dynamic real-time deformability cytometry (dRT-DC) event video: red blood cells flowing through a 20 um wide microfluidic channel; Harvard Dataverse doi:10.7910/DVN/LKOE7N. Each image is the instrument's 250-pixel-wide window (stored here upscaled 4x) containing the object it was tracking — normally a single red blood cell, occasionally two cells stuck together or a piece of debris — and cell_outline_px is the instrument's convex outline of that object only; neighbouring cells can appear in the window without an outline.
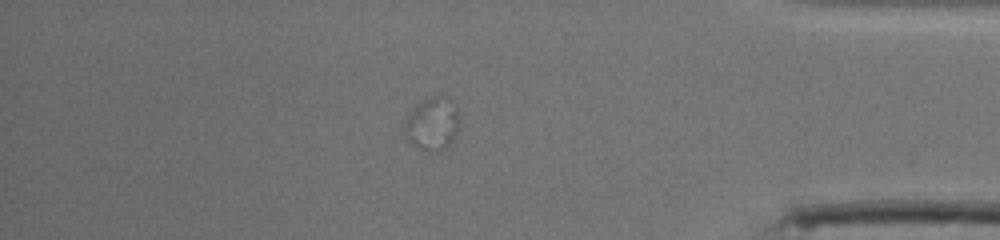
{"species": "human", "species_latin": "Homo sapiens", "temperature_condition": "cold", "stored_images_in_passage": 49, "camera_frame_rate_fps": 3000, "um_per_image_px": 0.085, "donor": {"sex": "male"}, "frame": {"image": 1, "passage_image": 42, "time_ms": 13.667, "image_size_px": [1000, 240], "cell_outline_px": [[460, 128], [452, 140], [444, 148], [436, 152], [420, 148], [412, 144], [408, 140], [404, 128], [404, 120], [412, 108], [420, 100], [432, 96], [448, 96], [452, 100], [456, 108], [460, 120]], "centroid_in_image_um": [36.76, 10.48], "position_along_channel_um": 398.4, "area_um2": 17.17}}
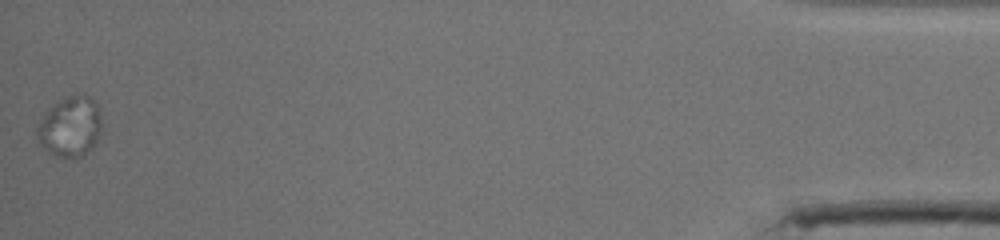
{"frame": {"image": 2, "passage_image": 49, "time_ms": 16.0, "image_size_px": [1000, 240], "cell_outline_px": [[100, 132], [92, 148], [80, 156], [56, 156], [48, 152], [40, 144], [36, 136], [36, 128], [44, 112], [48, 108], [60, 100], [76, 92], [88, 96], [96, 104], [100, 116]], "centroid_in_image_um": [5.92, 10.74], "position_along_channel_um": 429.3, "area_um2": 22.48}}